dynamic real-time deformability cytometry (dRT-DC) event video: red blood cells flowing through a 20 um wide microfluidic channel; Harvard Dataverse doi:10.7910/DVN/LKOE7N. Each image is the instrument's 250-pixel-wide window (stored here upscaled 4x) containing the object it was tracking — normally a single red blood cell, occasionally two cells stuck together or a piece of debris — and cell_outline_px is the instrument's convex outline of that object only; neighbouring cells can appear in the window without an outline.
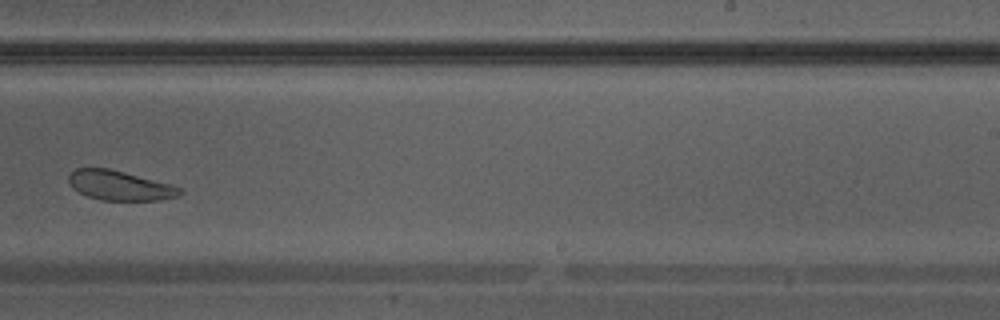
{"species": "Egyptian fruit bat (a non-hibernating species)", "species_latin": "Rousettus aegyptiacus", "temperature_condition": "warm", "stored_images_in_passage": 34, "camera_frame_rate_fps": 3000, "um_per_image_px": 0.085, "animal": {"sex": "male"}, "frame": {"image": 1, "passage_image": 20, "time_ms": 6.333, "image_size_px": [1000, 320], "cell_outline_px": [[184, 192], [176, 196], [160, 200], [100, 200], [88, 196], [72, 188], [68, 180], [68, 176], [76, 168], [108, 168], [124, 172], [184, 188]], "centroid_in_image_um": [10.18, 15.77], "position_along_channel_um": 278.8, "area_um2": 19.02}}